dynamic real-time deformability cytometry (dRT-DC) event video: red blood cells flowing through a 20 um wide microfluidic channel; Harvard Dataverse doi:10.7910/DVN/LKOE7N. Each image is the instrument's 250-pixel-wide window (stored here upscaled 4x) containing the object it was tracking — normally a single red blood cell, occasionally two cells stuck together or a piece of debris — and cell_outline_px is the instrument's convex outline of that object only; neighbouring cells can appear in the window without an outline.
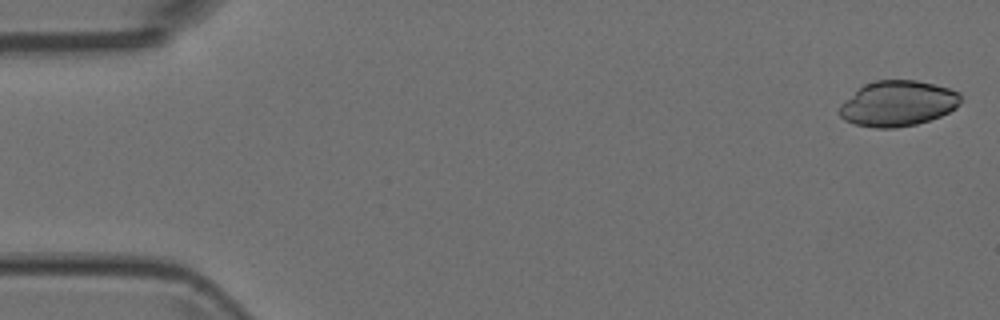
{"species": "Egyptian fruit bat (a non-hibernating species)", "species_latin": "Rousettus aegyptiacus", "temperature_condition": "room temperature", "stored_images_in_passage": 5, "camera_frame_rate_fps": 3000, "um_per_image_px": 0.085, "animal": {"sex": "female"}, "frame": {"image": 1, "passage_image": 1, "time_ms": 0.0, "image_size_px": [1000, 320], "cell_outline_px": [[960, 104], [956, 108], [940, 116], [916, 124], [896, 128], [876, 128], [856, 124], [844, 120], [840, 116], [840, 104], [864, 84], [876, 80], [916, 80], [948, 88], [960, 92]], "centroid_in_image_um": [76.31, 8.8], "position_along_channel_um": 8.7, "area_um2": 31.96}}